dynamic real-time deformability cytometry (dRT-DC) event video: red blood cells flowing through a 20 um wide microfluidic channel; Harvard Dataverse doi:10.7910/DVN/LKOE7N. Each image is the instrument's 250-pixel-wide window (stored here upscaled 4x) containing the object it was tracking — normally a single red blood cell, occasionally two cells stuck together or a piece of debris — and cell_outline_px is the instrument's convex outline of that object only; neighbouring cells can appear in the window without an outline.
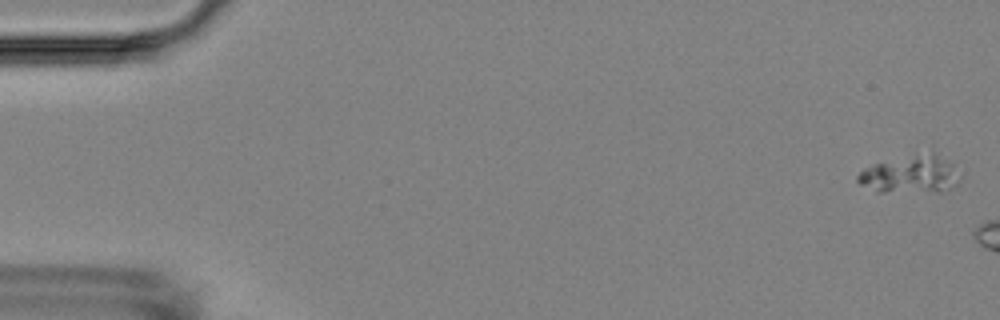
{"species": "Egyptian fruit bat (a non-hibernating species)", "species_latin": "Rousettus aegyptiacus", "temperature_condition": "room temperature", "stored_images_in_passage": 3, "camera_frame_rate_fps": 3000, "um_per_image_px": 0.085, "animal": {"sex": "female"}, "frame": {"image": 1, "passage_image": 1, "time_ms": 0.0, "image_size_px": [1000, 320], "cell_outline_px": [[960, 180], [956, 184], [940, 192], [876, 192], [860, 184], [856, 180], [856, 176], [864, 168], [872, 164], [932, 152], [952, 164], [960, 176]], "centroid_in_image_um": [77.36, 14.87], "position_along_channel_um": 7.6, "area_um2": 22.08}}